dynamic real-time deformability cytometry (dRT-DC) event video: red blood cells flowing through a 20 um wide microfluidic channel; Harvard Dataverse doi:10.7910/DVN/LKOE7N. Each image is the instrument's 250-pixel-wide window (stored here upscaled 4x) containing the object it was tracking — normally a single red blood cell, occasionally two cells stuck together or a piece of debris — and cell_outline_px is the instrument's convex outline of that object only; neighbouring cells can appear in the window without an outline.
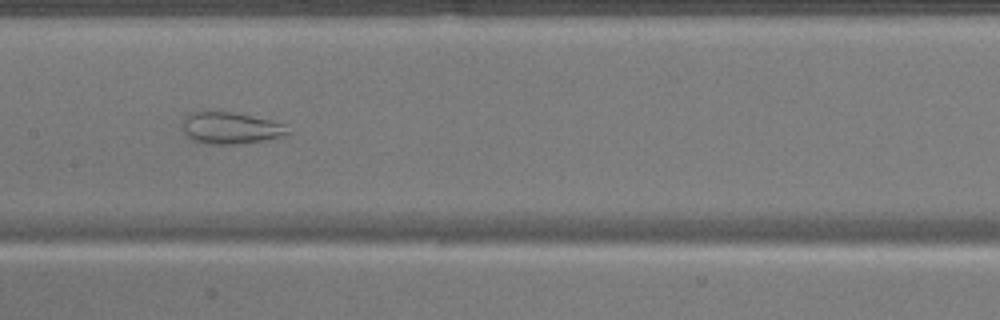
{"species": "common noctule bat (a hibernating species)", "species_latin": "Nyctalus noctula", "temperature_condition": "warm", "stored_images_in_passage": 51, "camera_frame_rate_fps": 3000, "um_per_image_px": 0.085, "animal": {"sex": "male", "body_mass_g": 17.9}, "frame": {"image": 1, "passage_image": 26, "time_ms": 8.333, "image_size_px": [1000, 320], "cell_outline_px": [[292, 132], [284, 136], [236, 144], [204, 144], [192, 140], [184, 132], [184, 120], [192, 112], [232, 112], [272, 120], [284, 124]], "centroid_in_image_um": [19.64, 10.89], "position_along_channel_um": 187.8, "area_um2": 19.19}}
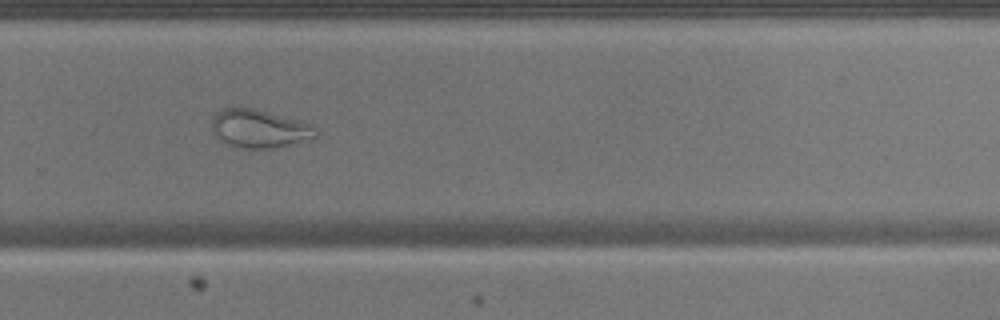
{"frame": {"image": 2, "passage_image": 35, "time_ms": 11.333, "image_size_px": [1000, 320], "cell_outline_px": [[316, 136], [288, 144], [272, 148], [232, 148], [224, 144], [220, 140], [212, 128], [212, 120], [216, 112], [224, 108], [252, 108], [300, 120], [312, 124]], "centroid_in_image_um": [21.97, 10.94], "position_along_channel_um": 307.8, "area_um2": 22.83}}
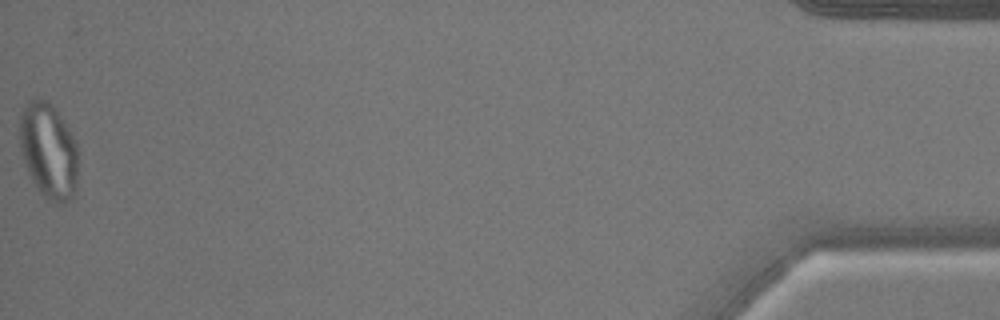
{"frame": {"image": 3, "passage_image": 51, "time_ms": 16.667, "image_size_px": [1000, 320], "cell_outline_px": [[76, 192], [64, 204], [56, 204], [48, 200], [36, 188], [24, 164], [20, 148], [20, 116], [24, 104], [28, 100], [40, 96], [48, 100], [56, 108], [76, 140]], "centroid_in_image_um": [4.11, 12.78], "position_along_channel_um": 431.1, "area_um2": 33.0}}